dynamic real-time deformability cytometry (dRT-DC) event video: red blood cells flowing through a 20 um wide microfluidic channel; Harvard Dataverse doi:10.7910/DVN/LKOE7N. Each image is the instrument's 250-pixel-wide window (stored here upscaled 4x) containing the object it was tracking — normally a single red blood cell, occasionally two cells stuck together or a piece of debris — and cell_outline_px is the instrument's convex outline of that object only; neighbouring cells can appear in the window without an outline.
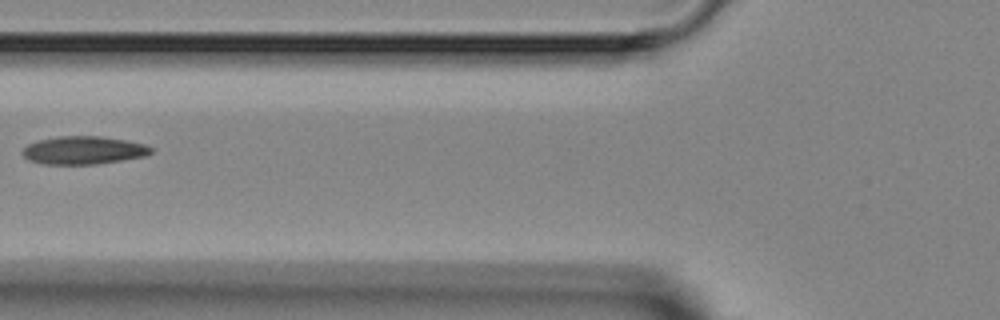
{"species": "Egyptian fruit bat (a non-hibernating species)", "species_latin": "Rousettus aegyptiacus", "temperature_condition": "room temperature", "stored_images_in_passage": 6, "camera_frame_rate_fps": 3000, "um_per_image_px": 0.085, "animal": {"sex": "female"}, "frame": {"image": 1, "passage_image": 5, "time_ms": 5.667, "image_size_px": [1000, 320], "cell_outline_px": [[152, 152], [148, 156], [96, 164], [44, 164], [28, 160], [20, 152], [28, 144], [36, 140], [56, 136], [100, 136], [124, 140], [144, 144], [152, 148]], "centroid_in_image_um": [7.07, 12.77], "position_along_channel_um": 118.7, "area_um2": 21.1}}
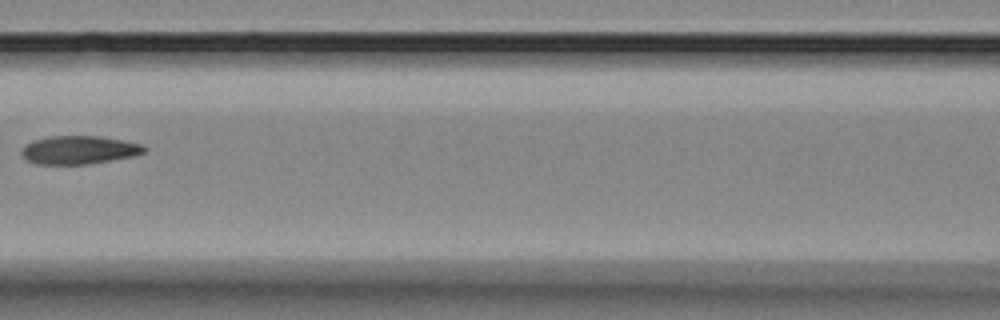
{"frame": {"image": 2, "passage_image": 6, "time_ms": 6.667, "image_size_px": [1000, 320], "cell_outline_px": [[148, 148], [144, 152], [132, 156], [88, 164], [36, 164], [20, 156], [20, 148], [24, 144], [48, 136], [100, 136], [124, 140], [140, 144]], "centroid_in_image_um": [6.67, 12.74], "position_along_channel_um": 159.9, "area_um2": 20.29}}